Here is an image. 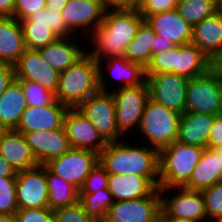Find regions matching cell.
I'll return each instance as SVG.
<instances>
[{"label":"cell","mask_w":222,"mask_h":222,"mask_svg":"<svg viewBox=\"0 0 222 222\" xmlns=\"http://www.w3.org/2000/svg\"><path fill=\"white\" fill-rule=\"evenodd\" d=\"M53 222H95L78 201L76 204L53 211Z\"/></svg>","instance_id":"74e56055"},{"label":"cell","mask_w":222,"mask_h":222,"mask_svg":"<svg viewBox=\"0 0 222 222\" xmlns=\"http://www.w3.org/2000/svg\"><path fill=\"white\" fill-rule=\"evenodd\" d=\"M15 0H0V17H14Z\"/></svg>","instance_id":"681fc988"},{"label":"cell","mask_w":222,"mask_h":222,"mask_svg":"<svg viewBox=\"0 0 222 222\" xmlns=\"http://www.w3.org/2000/svg\"><path fill=\"white\" fill-rule=\"evenodd\" d=\"M27 107L21 84L15 79L0 96V126L16 129Z\"/></svg>","instance_id":"f546056e"},{"label":"cell","mask_w":222,"mask_h":222,"mask_svg":"<svg viewBox=\"0 0 222 222\" xmlns=\"http://www.w3.org/2000/svg\"><path fill=\"white\" fill-rule=\"evenodd\" d=\"M155 36L153 28L144 20L134 39L127 45L124 57L146 68L152 58Z\"/></svg>","instance_id":"4dcf8cb0"},{"label":"cell","mask_w":222,"mask_h":222,"mask_svg":"<svg viewBox=\"0 0 222 222\" xmlns=\"http://www.w3.org/2000/svg\"><path fill=\"white\" fill-rule=\"evenodd\" d=\"M3 131H4V129L0 126V136H1Z\"/></svg>","instance_id":"6f0895ef"},{"label":"cell","mask_w":222,"mask_h":222,"mask_svg":"<svg viewBox=\"0 0 222 222\" xmlns=\"http://www.w3.org/2000/svg\"><path fill=\"white\" fill-rule=\"evenodd\" d=\"M14 80V66L0 63V96Z\"/></svg>","instance_id":"ee69618b"},{"label":"cell","mask_w":222,"mask_h":222,"mask_svg":"<svg viewBox=\"0 0 222 222\" xmlns=\"http://www.w3.org/2000/svg\"><path fill=\"white\" fill-rule=\"evenodd\" d=\"M211 222H222V218H218V219H215V220H211Z\"/></svg>","instance_id":"9f6ffc18"},{"label":"cell","mask_w":222,"mask_h":222,"mask_svg":"<svg viewBox=\"0 0 222 222\" xmlns=\"http://www.w3.org/2000/svg\"><path fill=\"white\" fill-rule=\"evenodd\" d=\"M162 222H196V221H186V220H181V219H176V218H171V217H161Z\"/></svg>","instance_id":"f5cc1de1"},{"label":"cell","mask_w":222,"mask_h":222,"mask_svg":"<svg viewBox=\"0 0 222 222\" xmlns=\"http://www.w3.org/2000/svg\"><path fill=\"white\" fill-rule=\"evenodd\" d=\"M18 222H53V211L49 207L18 209Z\"/></svg>","instance_id":"60d3db41"},{"label":"cell","mask_w":222,"mask_h":222,"mask_svg":"<svg viewBox=\"0 0 222 222\" xmlns=\"http://www.w3.org/2000/svg\"><path fill=\"white\" fill-rule=\"evenodd\" d=\"M178 0H138L137 10L146 19L150 15L176 9Z\"/></svg>","instance_id":"ab89813d"},{"label":"cell","mask_w":222,"mask_h":222,"mask_svg":"<svg viewBox=\"0 0 222 222\" xmlns=\"http://www.w3.org/2000/svg\"><path fill=\"white\" fill-rule=\"evenodd\" d=\"M63 127L71 148L91 150L99 154L107 145L91 121L77 108H69L66 112Z\"/></svg>","instance_id":"e0dca14e"},{"label":"cell","mask_w":222,"mask_h":222,"mask_svg":"<svg viewBox=\"0 0 222 222\" xmlns=\"http://www.w3.org/2000/svg\"><path fill=\"white\" fill-rule=\"evenodd\" d=\"M115 99L117 127L122 135L138 130L144 107L149 97L147 81L141 85L112 90ZM136 127V129H135ZM132 130V131H131Z\"/></svg>","instance_id":"ba28073f"},{"label":"cell","mask_w":222,"mask_h":222,"mask_svg":"<svg viewBox=\"0 0 222 222\" xmlns=\"http://www.w3.org/2000/svg\"><path fill=\"white\" fill-rule=\"evenodd\" d=\"M17 210L16 177H0V214H14Z\"/></svg>","instance_id":"8d00e7d4"},{"label":"cell","mask_w":222,"mask_h":222,"mask_svg":"<svg viewBox=\"0 0 222 222\" xmlns=\"http://www.w3.org/2000/svg\"><path fill=\"white\" fill-rule=\"evenodd\" d=\"M79 202L94 221H104L109 208L115 200L108 188H106L94 193H79Z\"/></svg>","instance_id":"d6a6232c"},{"label":"cell","mask_w":222,"mask_h":222,"mask_svg":"<svg viewBox=\"0 0 222 222\" xmlns=\"http://www.w3.org/2000/svg\"><path fill=\"white\" fill-rule=\"evenodd\" d=\"M14 73L16 80L36 82L56 93L60 72L43 61L39 50L26 49L14 65Z\"/></svg>","instance_id":"ac0fdd59"},{"label":"cell","mask_w":222,"mask_h":222,"mask_svg":"<svg viewBox=\"0 0 222 222\" xmlns=\"http://www.w3.org/2000/svg\"><path fill=\"white\" fill-rule=\"evenodd\" d=\"M99 162V154L91 150L70 148L45 166L55 175L73 184L78 190Z\"/></svg>","instance_id":"4fadbf2b"},{"label":"cell","mask_w":222,"mask_h":222,"mask_svg":"<svg viewBox=\"0 0 222 222\" xmlns=\"http://www.w3.org/2000/svg\"><path fill=\"white\" fill-rule=\"evenodd\" d=\"M171 189L174 191L172 192L174 194L172 197H169L167 194L169 192L171 193ZM160 194L161 217H171L186 221L208 222L203 193L201 191L189 190L184 187H174L160 189Z\"/></svg>","instance_id":"30bf717a"},{"label":"cell","mask_w":222,"mask_h":222,"mask_svg":"<svg viewBox=\"0 0 222 222\" xmlns=\"http://www.w3.org/2000/svg\"><path fill=\"white\" fill-rule=\"evenodd\" d=\"M204 148L179 141L159 150V189L184 187Z\"/></svg>","instance_id":"5b68a950"},{"label":"cell","mask_w":222,"mask_h":222,"mask_svg":"<svg viewBox=\"0 0 222 222\" xmlns=\"http://www.w3.org/2000/svg\"><path fill=\"white\" fill-rule=\"evenodd\" d=\"M210 149H212L215 153H220V160H221V164H222V147L210 148Z\"/></svg>","instance_id":"11a10c76"},{"label":"cell","mask_w":222,"mask_h":222,"mask_svg":"<svg viewBox=\"0 0 222 222\" xmlns=\"http://www.w3.org/2000/svg\"><path fill=\"white\" fill-rule=\"evenodd\" d=\"M107 8L137 9L138 0H105Z\"/></svg>","instance_id":"bcb514c9"},{"label":"cell","mask_w":222,"mask_h":222,"mask_svg":"<svg viewBox=\"0 0 222 222\" xmlns=\"http://www.w3.org/2000/svg\"><path fill=\"white\" fill-rule=\"evenodd\" d=\"M216 116L185 112L180 116L177 141L207 148L208 137Z\"/></svg>","instance_id":"4316f807"},{"label":"cell","mask_w":222,"mask_h":222,"mask_svg":"<svg viewBox=\"0 0 222 222\" xmlns=\"http://www.w3.org/2000/svg\"><path fill=\"white\" fill-rule=\"evenodd\" d=\"M23 89L28 106L42 107L50 105L55 100V94L36 82L17 80Z\"/></svg>","instance_id":"e575fe53"},{"label":"cell","mask_w":222,"mask_h":222,"mask_svg":"<svg viewBox=\"0 0 222 222\" xmlns=\"http://www.w3.org/2000/svg\"><path fill=\"white\" fill-rule=\"evenodd\" d=\"M39 165H45L51 159L67 152L71 146L65 129L32 131L24 133Z\"/></svg>","instance_id":"44dd1931"},{"label":"cell","mask_w":222,"mask_h":222,"mask_svg":"<svg viewBox=\"0 0 222 222\" xmlns=\"http://www.w3.org/2000/svg\"><path fill=\"white\" fill-rule=\"evenodd\" d=\"M46 7V0H15L14 18L24 20Z\"/></svg>","instance_id":"b9f144b4"},{"label":"cell","mask_w":222,"mask_h":222,"mask_svg":"<svg viewBox=\"0 0 222 222\" xmlns=\"http://www.w3.org/2000/svg\"><path fill=\"white\" fill-rule=\"evenodd\" d=\"M201 192L208 221L222 218V181L216 182Z\"/></svg>","instance_id":"d590c367"},{"label":"cell","mask_w":222,"mask_h":222,"mask_svg":"<svg viewBox=\"0 0 222 222\" xmlns=\"http://www.w3.org/2000/svg\"><path fill=\"white\" fill-rule=\"evenodd\" d=\"M0 154L11 164L16 172L39 165L27 140L15 129L4 130L0 136Z\"/></svg>","instance_id":"603a6c76"},{"label":"cell","mask_w":222,"mask_h":222,"mask_svg":"<svg viewBox=\"0 0 222 222\" xmlns=\"http://www.w3.org/2000/svg\"><path fill=\"white\" fill-rule=\"evenodd\" d=\"M17 172L11 164L0 154V177H16Z\"/></svg>","instance_id":"c3c4849f"},{"label":"cell","mask_w":222,"mask_h":222,"mask_svg":"<svg viewBox=\"0 0 222 222\" xmlns=\"http://www.w3.org/2000/svg\"><path fill=\"white\" fill-rule=\"evenodd\" d=\"M68 110L67 106L62 105L56 99L47 106L27 105L15 130L24 134L63 128L65 114Z\"/></svg>","instance_id":"d6986e66"},{"label":"cell","mask_w":222,"mask_h":222,"mask_svg":"<svg viewBox=\"0 0 222 222\" xmlns=\"http://www.w3.org/2000/svg\"><path fill=\"white\" fill-rule=\"evenodd\" d=\"M105 222H160L161 194L158 188L151 196L115 201Z\"/></svg>","instance_id":"5bb4252c"},{"label":"cell","mask_w":222,"mask_h":222,"mask_svg":"<svg viewBox=\"0 0 222 222\" xmlns=\"http://www.w3.org/2000/svg\"><path fill=\"white\" fill-rule=\"evenodd\" d=\"M216 11L222 14V0H215Z\"/></svg>","instance_id":"db71d44e"},{"label":"cell","mask_w":222,"mask_h":222,"mask_svg":"<svg viewBox=\"0 0 222 222\" xmlns=\"http://www.w3.org/2000/svg\"><path fill=\"white\" fill-rule=\"evenodd\" d=\"M181 114L148 99L141 117L138 132L144 139L141 143L158 150L172 144L178 138Z\"/></svg>","instance_id":"8992f818"},{"label":"cell","mask_w":222,"mask_h":222,"mask_svg":"<svg viewBox=\"0 0 222 222\" xmlns=\"http://www.w3.org/2000/svg\"><path fill=\"white\" fill-rule=\"evenodd\" d=\"M209 70L222 80V48L210 59Z\"/></svg>","instance_id":"f6af8a7d"},{"label":"cell","mask_w":222,"mask_h":222,"mask_svg":"<svg viewBox=\"0 0 222 222\" xmlns=\"http://www.w3.org/2000/svg\"><path fill=\"white\" fill-rule=\"evenodd\" d=\"M108 178L109 174L98 162L86 177L79 193H94L100 189L108 188Z\"/></svg>","instance_id":"f35d334b"},{"label":"cell","mask_w":222,"mask_h":222,"mask_svg":"<svg viewBox=\"0 0 222 222\" xmlns=\"http://www.w3.org/2000/svg\"><path fill=\"white\" fill-rule=\"evenodd\" d=\"M69 0H46V7L47 10H55V12L61 13L65 5L68 3Z\"/></svg>","instance_id":"f907efd6"},{"label":"cell","mask_w":222,"mask_h":222,"mask_svg":"<svg viewBox=\"0 0 222 222\" xmlns=\"http://www.w3.org/2000/svg\"><path fill=\"white\" fill-rule=\"evenodd\" d=\"M176 10L191 27L217 12L215 0H178Z\"/></svg>","instance_id":"836d02e7"},{"label":"cell","mask_w":222,"mask_h":222,"mask_svg":"<svg viewBox=\"0 0 222 222\" xmlns=\"http://www.w3.org/2000/svg\"><path fill=\"white\" fill-rule=\"evenodd\" d=\"M191 43L210 60L222 48V14L216 12L193 26Z\"/></svg>","instance_id":"83f0119b"},{"label":"cell","mask_w":222,"mask_h":222,"mask_svg":"<svg viewBox=\"0 0 222 222\" xmlns=\"http://www.w3.org/2000/svg\"><path fill=\"white\" fill-rule=\"evenodd\" d=\"M121 139L107 143L99 153V164L108 174L159 176V150L130 144Z\"/></svg>","instance_id":"7a4b0ae2"},{"label":"cell","mask_w":222,"mask_h":222,"mask_svg":"<svg viewBox=\"0 0 222 222\" xmlns=\"http://www.w3.org/2000/svg\"><path fill=\"white\" fill-rule=\"evenodd\" d=\"M48 207L54 211L79 201V190L68 181L55 175L46 167Z\"/></svg>","instance_id":"1f68e13d"},{"label":"cell","mask_w":222,"mask_h":222,"mask_svg":"<svg viewBox=\"0 0 222 222\" xmlns=\"http://www.w3.org/2000/svg\"><path fill=\"white\" fill-rule=\"evenodd\" d=\"M144 20L137 9L107 8L102 23L88 35L87 43L92 41L94 47H87L86 52L96 61L124 57L127 45Z\"/></svg>","instance_id":"6da1fadb"},{"label":"cell","mask_w":222,"mask_h":222,"mask_svg":"<svg viewBox=\"0 0 222 222\" xmlns=\"http://www.w3.org/2000/svg\"><path fill=\"white\" fill-rule=\"evenodd\" d=\"M145 20L161 39L172 41L175 45L191 43L192 27L176 9L150 15Z\"/></svg>","instance_id":"cb8c5ba5"},{"label":"cell","mask_w":222,"mask_h":222,"mask_svg":"<svg viewBox=\"0 0 222 222\" xmlns=\"http://www.w3.org/2000/svg\"><path fill=\"white\" fill-rule=\"evenodd\" d=\"M146 81L150 99L181 115L186 112L188 78L173 73H159L146 74Z\"/></svg>","instance_id":"7c38bea8"},{"label":"cell","mask_w":222,"mask_h":222,"mask_svg":"<svg viewBox=\"0 0 222 222\" xmlns=\"http://www.w3.org/2000/svg\"><path fill=\"white\" fill-rule=\"evenodd\" d=\"M219 181H222L220 153H215L210 148H204L200 161L195 166L189 182L184 188L202 191Z\"/></svg>","instance_id":"f1b7e54d"},{"label":"cell","mask_w":222,"mask_h":222,"mask_svg":"<svg viewBox=\"0 0 222 222\" xmlns=\"http://www.w3.org/2000/svg\"><path fill=\"white\" fill-rule=\"evenodd\" d=\"M174 46L176 45L172 41L161 39V36L156 35L154 38V47L152 48V55L170 49Z\"/></svg>","instance_id":"7dc6e473"},{"label":"cell","mask_w":222,"mask_h":222,"mask_svg":"<svg viewBox=\"0 0 222 222\" xmlns=\"http://www.w3.org/2000/svg\"><path fill=\"white\" fill-rule=\"evenodd\" d=\"M97 62L99 68L100 91L111 92V90H109L110 85L108 86V78L105 77L107 74L117 78L121 83L118 87L115 86V89L141 85L146 81L145 68L136 62L128 61L125 57L104 58ZM105 63L108 70L107 74H105L106 72L104 71L106 67H103Z\"/></svg>","instance_id":"ffe728a7"},{"label":"cell","mask_w":222,"mask_h":222,"mask_svg":"<svg viewBox=\"0 0 222 222\" xmlns=\"http://www.w3.org/2000/svg\"><path fill=\"white\" fill-rule=\"evenodd\" d=\"M99 91L98 62L87 52L59 74L55 99L68 108H77Z\"/></svg>","instance_id":"3957f363"},{"label":"cell","mask_w":222,"mask_h":222,"mask_svg":"<svg viewBox=\"0 0 222 222\" xmlns=\"http://www.w3.org/2000/svg\"><path fill=\"white\" fill-rule=\"evenodd\" d=\"M218 147H222V114L216 115L207 142V148Z\"/></svg>","instance_id":"7bdbcfd3"},{"label":"cell","mask_w":222,"mask_h":222,"mask_svg":"<svg viewBox=\"0 0 222 222\" xmlns=\"http://www.w3.org/2000/svg\"><path fill=\"white\" fill-rule=\"evenodd\" d=\"M209 58L193 43L176 45L152 55L145 74L173 73L188 79L209 71Z\"/></svg>","instance_id":"277c9868"},{"label":"cell","mask_w":222,"mask_h":222,"mask_svg":"<svg viewBox=\"0 0 222 222\" xmlns=\"http://www.w3.org/2000/svg\"><path fill=\"white\" fill-rule=\"evenodd\" d=\"M159 188V176L109 174L108 190L115 201L151 196Z\"/></svg>","instance_id":"7402d4cb"},{"label":"cell","mask_w":222,"mask_h":222,"mask_svg":"<svg viewBox=\"0 0 222 222\" xmlns=\"http://www.w3.org/2000/svg\"><path fill=\"white\" fill-rule=\"evenodd\" d=\"M77 109L91 121L107 142L121 140L115 116V99L112 92L98 91L83 101Z\"/></svg>","instance_id":"8fae6325"},{"label":"cell","mask_w":222,"mask_h":222,"mask_svg":"<svg viewBox=\"0 0 222 222\" xmlns=\"http://www.w3.org/2000/svg\"><path fill=\"white\" fill-rule=\"evenodd\" d=\"M0 222H18L16 213H14V214H0Z\"/></svg>","instance_id":"816d5d0a"},{"label":"cell","mask_w":222,"mask_h":222,"mask_svg":"<svg viewBox=\"0 0 222 222\" xmlns=\"http://www.w3.org/2000/svg\"><path fill=\"white\" fill-rule=\"evenodd\" d=\"M106 9L104 0H69L61 14L73 34L80 29L87 37L102 23Z\"/></svg>","instance_id":"2e32d148"},{"label":"cell","mask_w":222,"mask_h":222,"mask_svg":"<svg viewBox=\"0 0 222 222\" xmlns=\"http://www.w3.org/2000/svg\"><path fill=\"white\" fill-rule=\"evenodd\" d=\"M74 39V36L58 38L55 42L39 49L43 61L59 72L68 69L86 53L83 43L80 46L78 40Z\"/></svg>","instance_id":"d4e9b609"},{"label":"cell","mask_w":222,"mask_h":222,"mask_svg":"<svg viewBox=\"0 0 222 222\" xmlns=\"http://www.w3.org/2000/svg\"><path fill=\"white\" fill-rule=\"evenodd\" d=\"M25 51L21 22L14 17H0V63L14 66Z\"/></svg>","instance_id":"484cf974"},{"label":"cell","mask_w":222,"mask_h":222,"mask_svg":"<svg viewBox=\"0 0 222 222\" xmlns=\"http://www.w3.org/2000/svg\"><path fill=\"white\" fill-rule=\"evenodd\" d=\"M186 112L222 114V80L210 70L200 77L189 79Z\"/></svg>","instance_id":"9c48e42d"},{"label":"cell","mask_w":222,"mask_h":222,"mask_svg":"<svg viewBox=\"0 0 222 222\" xmlns=\"http://www.w3.org/2000/svg\"><path fill=\"white\" fill-rule=\"evenodd\" d=\"M26 49L39 50L58 38L73 37L63 16L55 10L42 9L24 20H20Z\"/></svg>","instance_id":"52a82bcc"},{"label":"cell","mask_w":222,"mask_h":222,"mask_svg":"<svg viewBox=\"0 0 222 222\" xmlns=\"http://www.w3.org/2000/svg\"><path fill=\"white\" fill-rule=\"evenodd\" d=\"M16 199L18 209L48 207L45 165H38L31 169L17 172Z\"/></svg>","instance_id":"9a60e30c"}]
</instances>
